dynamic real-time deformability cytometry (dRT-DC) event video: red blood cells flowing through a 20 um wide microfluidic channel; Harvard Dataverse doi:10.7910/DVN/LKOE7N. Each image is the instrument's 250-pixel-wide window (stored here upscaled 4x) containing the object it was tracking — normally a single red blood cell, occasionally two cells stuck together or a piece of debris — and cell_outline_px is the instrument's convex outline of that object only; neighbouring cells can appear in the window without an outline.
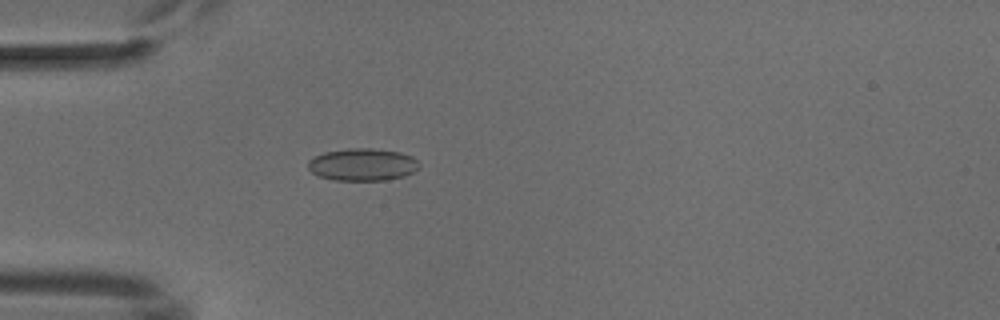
{"species": "common noctule bat (a hibernating species)", "species_latin": "Nyctalus noctula", "temperature_condition": "cold", "stored_images_in_passage": 4, "camera_frame_rate_fps": 3000, "um_per_image_px": 0.085, "animal": {"sex": "male", "body_mass_g": 18.8}, "frame": {"image": 1, "passage_image": 4, "time_ms": 3.667, "image_size_px": [1000, 320], "cell_outline_px": [[420, 164], [412, 172], [404, 176], [388, 180], [336, 180], [320, 176], [312, 172], [308, 168], [308, 160], [312, 156], [324, 152], [348, 148], [372, 148], [400, 152], [412, 156]], "centroid_in_image_um": [30.79, 13.98], "position_along_channel_um": 54.2, "area_um2": 20.98}}